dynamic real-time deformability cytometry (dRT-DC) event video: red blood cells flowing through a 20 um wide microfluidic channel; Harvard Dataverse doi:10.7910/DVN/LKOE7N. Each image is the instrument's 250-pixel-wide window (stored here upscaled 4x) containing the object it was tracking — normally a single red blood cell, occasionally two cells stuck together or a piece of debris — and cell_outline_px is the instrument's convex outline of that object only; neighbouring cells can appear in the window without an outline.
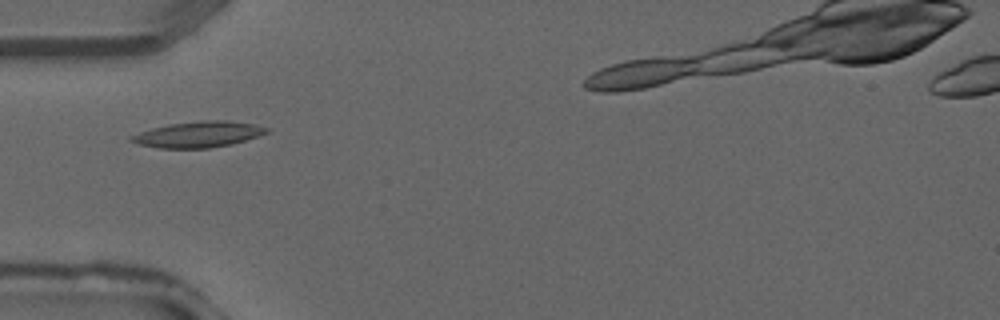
{"species": "common noctule bat (a hibernating species)", "species_latin": "Nyctalus noctula", "temperature_condition": "warm", "stored_images_in_passage": 32, "camera_frame_rate_fps": 3000, "um_per_image_px": 0.085, "animal": {"sex": "male", "forearm_length_mm": 52.5}, "frame": {"image": 1, "passage_image": 10, "time_ms": 3.0, "image_size_px": [1000, 320], "cell_outline_px": [[268, 132], [232, 144], [208, 148], [160, 148], [140, 144], [128, 140], [128, 136], [152, 128], [168, 124], [200, 120], [228, 120], [256, 124], [268, 128]], "centroid_in_image_um": [16.83, 11.41], "position_along_channel_um": 68.2, "area_um2": 20.4}}
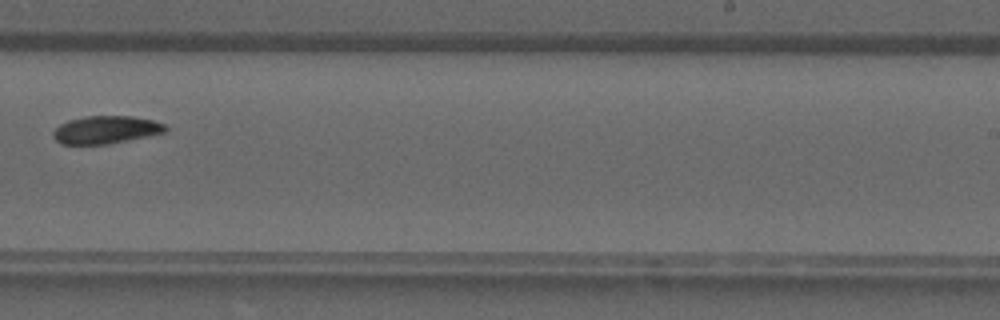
{"frame": {"image": 2, "passage_image": 22, "time_ms": 7.0, "image_size_px": [1000, 320], "cell_outline_px": [[168, 128], [164, 132], [108, 144], [60, 144], [52, 136], [52, 132], [60, 124], [68, 120], [84, 116], [132, 116], [152, 120], [164, 124]], "centroid_in_image_um": [8.95, 11.02], "position_along_channel_um": 280.1, "area_um2": 18.03}}
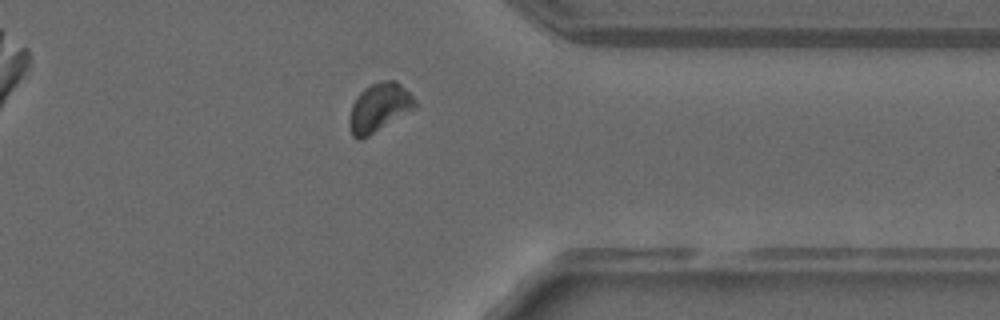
{"frame": {"image": 3, "passage_image": 28, "time_ms": 9.0, "image_size_px": [1000, 320], "cell_outline_px": [[416, 108], [368, 136], [360, 140], [356, 140], [352, 136], [348, 124], [348, 120], [352, 104], [356, 96], [364, 88], [372, 84], [384, 80], [392, 80], [400, 84], [416, 100]], "centroid_in_image_um": [32.19, 9.16], "position_along_channel_um": 379.2, "area_um2": 18.55}}